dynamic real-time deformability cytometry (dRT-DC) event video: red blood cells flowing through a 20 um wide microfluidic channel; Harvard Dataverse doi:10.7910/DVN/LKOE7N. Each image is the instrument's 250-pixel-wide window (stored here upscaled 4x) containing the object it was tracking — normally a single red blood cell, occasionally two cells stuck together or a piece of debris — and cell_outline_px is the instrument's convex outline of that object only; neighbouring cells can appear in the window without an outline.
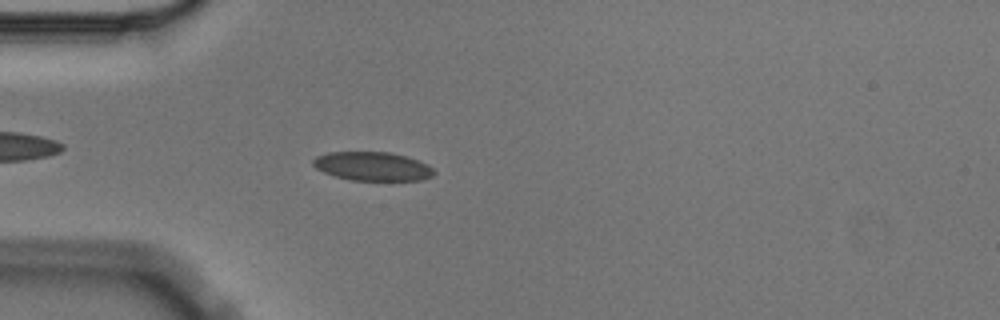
{"species": "Egyptian fruit bat (a non-hibernating species)", "species_latin": "Rousettus aegyptiacus", "temperature_condition": "cold", "stored_images_in_passage": 5, "camera_frame_rate_fps": 3000, "um_per_image_px": 0.085, "animal": {"sex": "male"}, "frame": {"image": 1, "passage_image": 5, "time_ms": 1.333, "image_size_px": [1000, 320], "cell_outline_px": [[436, 172], [432, 176], [420, 180], [352, 180], [336, 176], [324, 172], [316, 168], [312, 164], [312, 160], [316, 156], [328, 152], [388, 152], [404, 156], [428, 164]], "centroid_in_image_um": [31.65, 14.13], "position_along_channel_um": 53.4, "area_um2": 20.11}}